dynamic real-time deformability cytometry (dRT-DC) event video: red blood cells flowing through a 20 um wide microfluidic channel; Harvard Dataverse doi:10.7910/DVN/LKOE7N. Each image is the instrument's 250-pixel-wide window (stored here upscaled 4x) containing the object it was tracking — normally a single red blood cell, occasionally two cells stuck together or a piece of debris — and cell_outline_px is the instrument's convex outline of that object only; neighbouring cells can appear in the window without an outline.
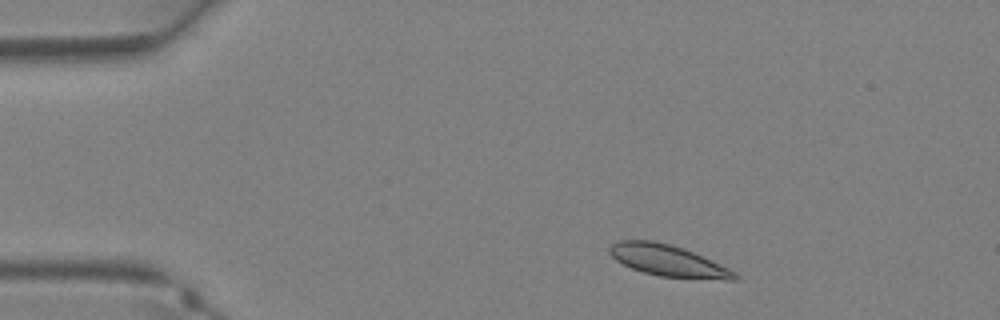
{"species": "Egyptian fruit bat (a non-hibernating species)", "species_latin": "Rousettus aegyptiacus", "temperature_condition": "warm", "stored_images_in_passage": 31, "camera_frame_rate_fps": 3000, "um_per_image_px": 0.085, "animal": {"sex": "female"}, "frame": {"image": 1, "passage_image": 1, "time_ms": 0.0, "image_size_px": [1000, 320], "cell_outline_px": [[740, 276], [736, 280], [728, 280], [660, 276], [644, 272], [632, 268], [616, 260], [608, 252], [608, 248], [616, 240], [652, 240], [684, 248], [728, 268], [736, 272]], "centroid_in_image_um": [56.77, 22.15], "position_along_channel_um": 28.2, "area_um2": 22.72}}
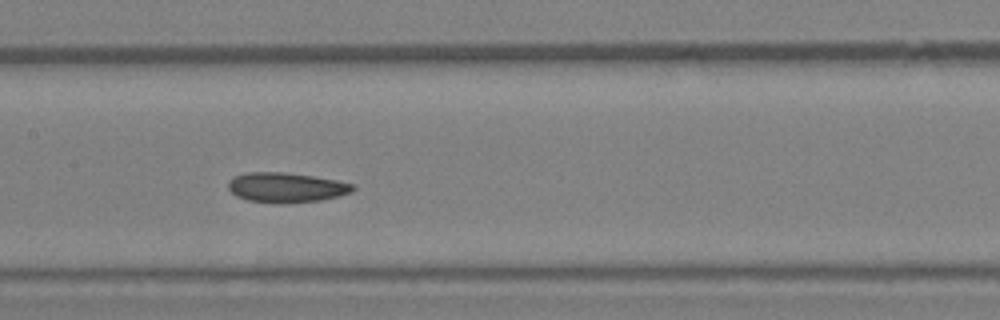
{"frame": {"image": 2, "passage_image": 13, "time_ms": 4.0, "image_size_px": [1000, 320], "cell_outline_px": [[356, 188], [352, 192], [340, 196], [320, 200], [248, 200], [236, 196], [228, 188], [228, 180], [236, 176], [248, 172], [284, 172], [312, 176], [336, 180], [356, 184]], "centroid_in_image_um": [24.37, 15.88], "position_along_channel_um": 183.0, "area_um2": 20.75}}
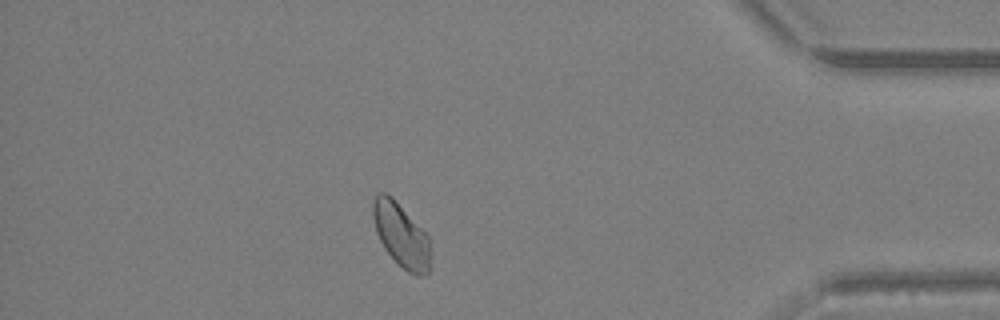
{"frame": {"image": 3, "passage_image": 27, "time_ms": 8.667, "image_size_px": [1000, 320], "cell_outline_px": [[428, 272], [416, 276], [408, 272], [384, 248], [376, 232], [372, 216], [372, 200], [376, 192], [384, 192], [392, 196], [428, 236]], "centroid_in_image_um": [34.03, 19.91], "position_along_channel_um": 401.2, "area_um2": 20.87}}